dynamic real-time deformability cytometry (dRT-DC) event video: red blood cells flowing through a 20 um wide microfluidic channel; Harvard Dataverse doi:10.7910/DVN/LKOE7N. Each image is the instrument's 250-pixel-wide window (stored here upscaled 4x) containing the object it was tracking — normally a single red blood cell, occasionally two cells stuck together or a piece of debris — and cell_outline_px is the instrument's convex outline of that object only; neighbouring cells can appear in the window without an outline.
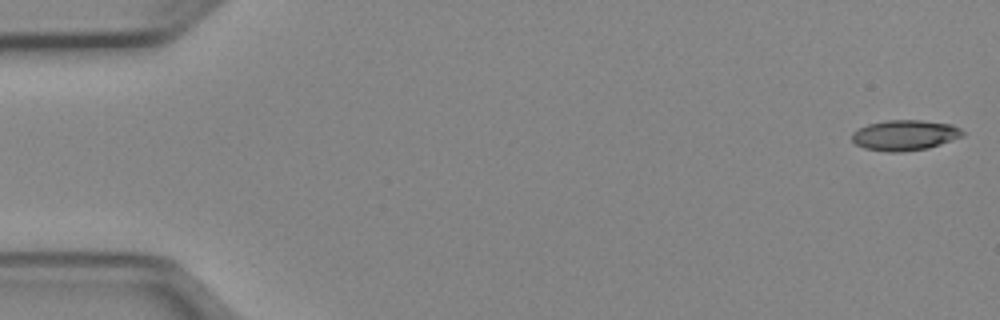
{"species": "Egyptian fruit bat (a non-hibernating species)", "species_latin": "Rousettus aegyptiacus", "temperature_condition": "cold", "stored_images_in_passage": 51, "camera_frame_rate_fps": 3000, "um_per_image_px": 0.085, "animal": {"sex": "female"}, "frame": {"image": 1, "passage_image": 1, "time_ms": 0.0, "image_size_px": [1000, 320], "cell_outline_px": [[964, 136], [928, 148], [900, 152], [888, 152], [864, 148], [856, 144], [852, 140], [852, 132], [868, 124], [888, 120], [920, 120], [952, 124], [960, 128], [964, 132]], "centroid_in_image_um": [76.92, 11.49], "position_along_channel_um": 8.1, "area_um2": 19.59}}
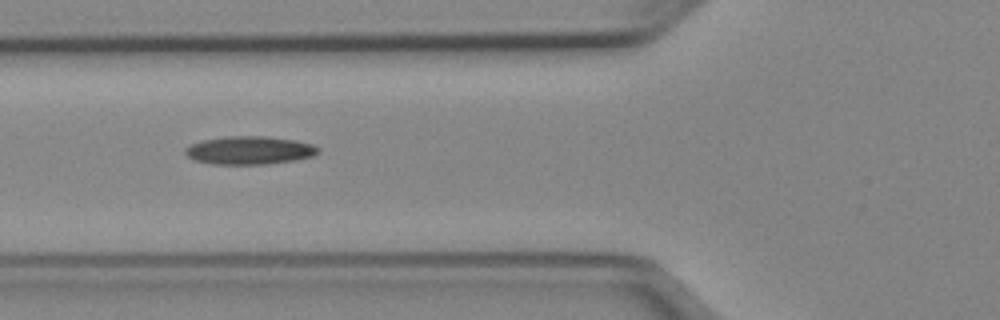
{"frame": {"image": 2, "passage_image": 19, "time_ms": 6.0, "image_size_px": [1000, 320], "cell_outline_px": [[320, 152], [312, 156], [296, 160], [264, 164], [212, 164], [196, 160], [188, 156], [184, 152], [184, 148], [188, 144], [200, 140], [228, 136], [268, 136], [296, 140], [312, 144], [320, 148]], "centroid_in_image_um": [21.19, 12.76], "position_along_channel_um": 104.6, "area_um2": 22.02}}
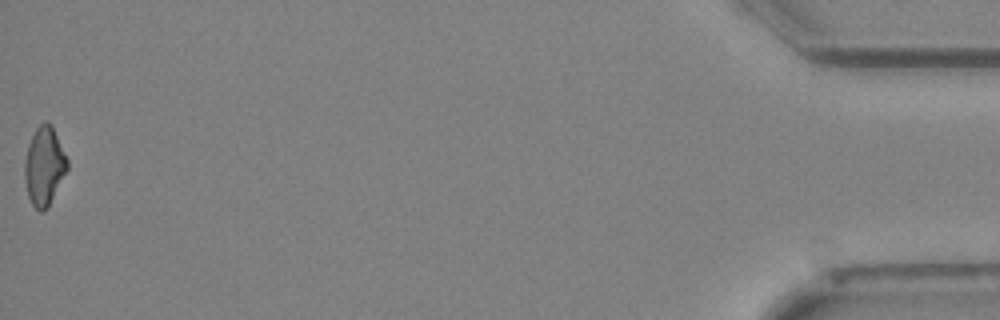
{"frame": {"image": 3, "passage_image": 51, "time_ms": 16.667, "image_size_px": [1000, 320], "cell_outline_px": [[68, 168], [48, 208], [44, 212], [40, 212], [32, 204], [28, 196], [24, 176], [24, 164], [28, 144], [36, 128], [44, 120], [48, 120], [52, 124], [68, 160]], "centroid_in_image_um": [3.76, 14.11], "position_along_channel_um": 431.4, "area_um2": 19.65}, "authors_computed_cell_mechanics": {"area_um2": 20.0566, "velocity_mm_per_s": 3.9865, "shape_relaxation_time_tau1_ms": 6.0269, "shape_relaxation_time_tau2_ms": 7.9158, "deformation_change_tau1": 0.1722, "deformation_change_tau2": 0.1934}}